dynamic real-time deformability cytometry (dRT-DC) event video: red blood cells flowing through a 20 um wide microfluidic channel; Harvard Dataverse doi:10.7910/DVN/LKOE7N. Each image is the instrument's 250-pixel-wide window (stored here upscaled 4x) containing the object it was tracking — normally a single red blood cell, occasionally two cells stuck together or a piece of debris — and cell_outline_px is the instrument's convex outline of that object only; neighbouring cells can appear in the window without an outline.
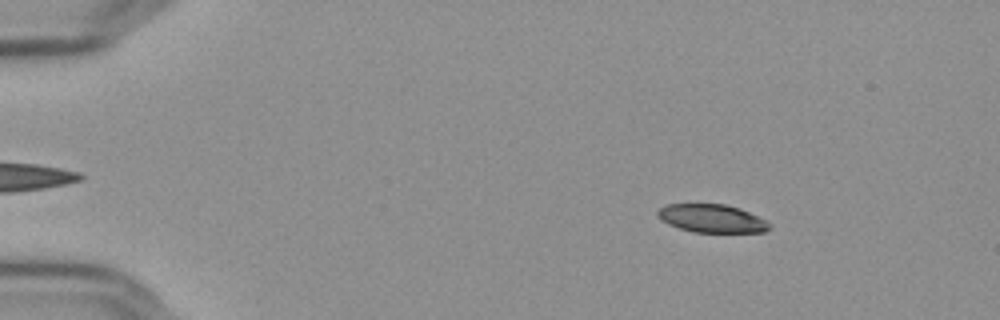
{"species": "Egyptian fruit bat (a non-hibernating species)", "species_latin": "Rousettus aegyptiacus", "temperature_condition": "cold", "stored_images_in_passage": 54, "camera_frame_rate_fps": 3000, "um_per_image_px": 0.085, "frame": {"image": 1, "passage_image": 6, "time_ms": 1.667, "image_size_px": [1000, 320], "cell_outline_px": [[772, 228], [764, 232], [692, 232], [668, 224], [660, 220], [656, 216], [656, 212], [664, 204], [724, 204], [740, 208], [768, 220], [772, 224]], "centroid_in_image_um": [60.53, 18.57], "position_along_channel_um": 24.5, "area_um2": 18.67}}
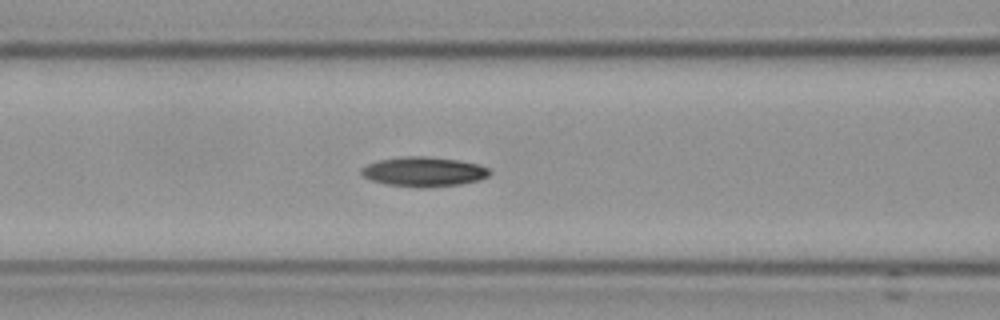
{"frame": {"image": 2, "passage_image": 22, "time_ms": 7.0, "image_size_px": [1000, 320], "cell_outline_px": [[488, 176], [476, 180], [460, 184], [420, 188], [388, 184], [372, 180], [364, 176], [360, 172], [360, 168], [368, 164], [380, 160], [404, 156], [424, 156], [460, 160], [476, 164], [488, 168]], "centroid_in_image_um": [35.98, 14.59], "position_along_channel_um": 130.6, "area_um2": 21.79}}
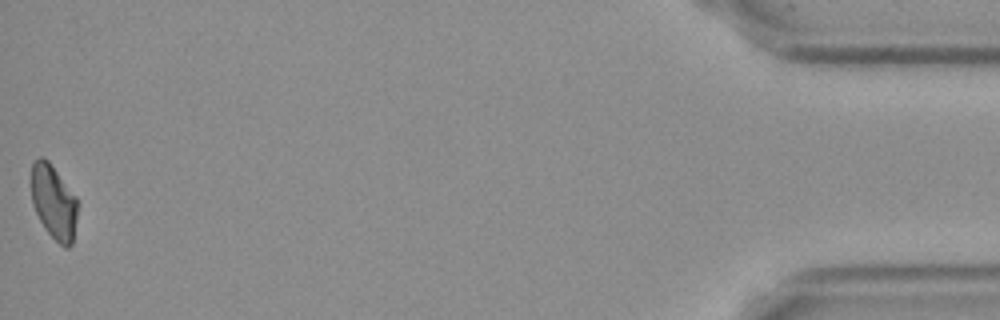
{"frame": {"image": 3, "passage_image": 54, "time_ms": 17.667, "image_size_px": [1000, 320], "cell_outline_px": [[76, 220], [72, 244], [68, 248], [64, 248], [44, 228], [32, 204], [32, 164], [40, 156], [44, 156], [48, 160], [76, 196]], "centroid_in_image_um": [4.56, 17.17], "position_along_channel_um": 430.6, "area_um2": 19.77}, "authors_computed_cell_mechanics": {"area_um2": 20.8658, "velocity_mm_per_s": 3.6387, "shape_relaxation_time_tau1_ms": 3.3261, "shape_relaxation_time_tau2_ms": null, "deformation_change_tau1": 0.1046, "deformation_change_tau2": null}}